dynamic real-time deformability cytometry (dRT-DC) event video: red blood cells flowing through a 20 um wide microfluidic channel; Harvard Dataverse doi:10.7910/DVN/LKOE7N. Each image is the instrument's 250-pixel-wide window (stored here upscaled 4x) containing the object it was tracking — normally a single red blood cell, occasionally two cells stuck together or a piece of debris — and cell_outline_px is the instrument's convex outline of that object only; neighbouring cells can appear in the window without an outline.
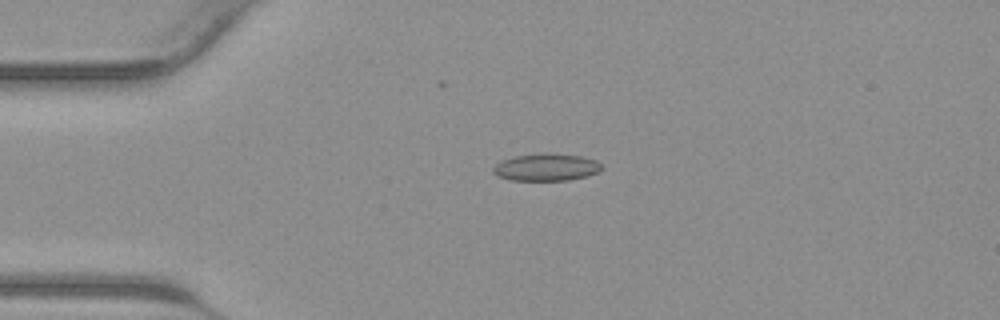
{"species": "common noctule bat (a hibernating species)", "species_latin": "Nyctalus noctula", "temperature_condition": "warm", "stored_images_in_passage": 16, "camera_frame_rate_fps": 3000, "um_per_image_px": 0.085, "animal": {"sex": "male", "body_mass_g": 23.1, "forearm_length_mm": 52.7}, "frame": {"image": 1, "passage_image": 1, "time_ms": 0.0, "image_size_px": [1000, 320], "cell_outline_px": [[604, 168], [600, 172], [588, 176], [568, 180], [508, 180], [496, 176], [492, 172], [492, 168], [500, 160], [516, 156], [540, 152], [548, 152], [580, 156], [596, 160]], "centroid_in_image_um": [46.42, 14.21], "position_along_channel_um": 38.6, "area_um2": 17.63}}
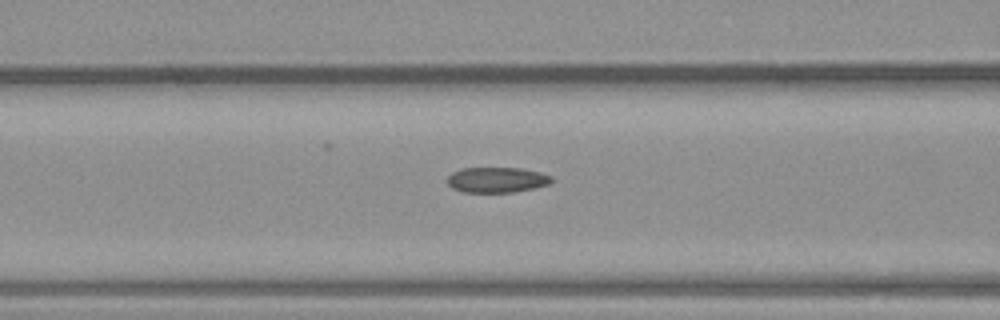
{"frame": {"image": 2, "passage_image": 8, "time_ms": 2.333, "image_size_px": [1000, 320], "cell_outline_px": [[552, 180], [548, 184], [536, 188], [512, 192], [460, 192], [452, 188], [448, 184], [448, 176], [452, 172], [460, 168], [520, 168], [540, 172], [552, 176]], "centroid_in_image_um": [42.21, 15.29], "position_along_channel_um": 124.4, "area_um2": 15.49}}
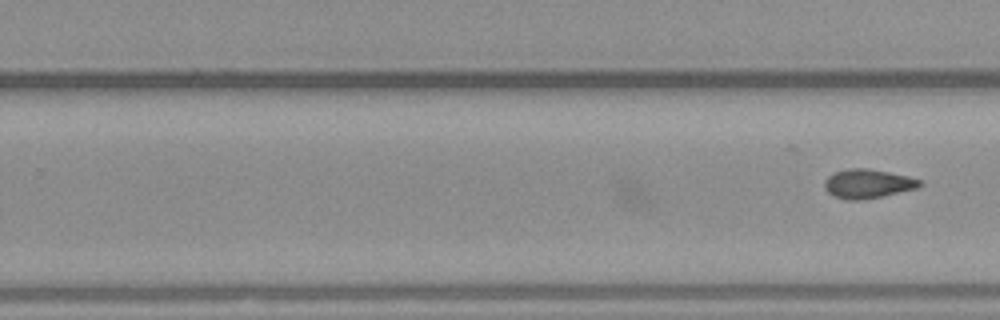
{"frame": {"image": 3, "passage_image": 16, "time_ms": 5.0, "image_size_px": [1000, 320], "cell_outline_px": [[924, 184], [916, 188], [880, 196], [860, 200], [848, 200], [836, 196], [828, 192], [824, 188], [824, 180], [832, 172], [848, 168], [868, 168], [908, 176], [924, 180]], "centroid_in_image_um": [73.75, 15.59], "position_along_channel_um": 256.0, "area_um2": 16.13}}